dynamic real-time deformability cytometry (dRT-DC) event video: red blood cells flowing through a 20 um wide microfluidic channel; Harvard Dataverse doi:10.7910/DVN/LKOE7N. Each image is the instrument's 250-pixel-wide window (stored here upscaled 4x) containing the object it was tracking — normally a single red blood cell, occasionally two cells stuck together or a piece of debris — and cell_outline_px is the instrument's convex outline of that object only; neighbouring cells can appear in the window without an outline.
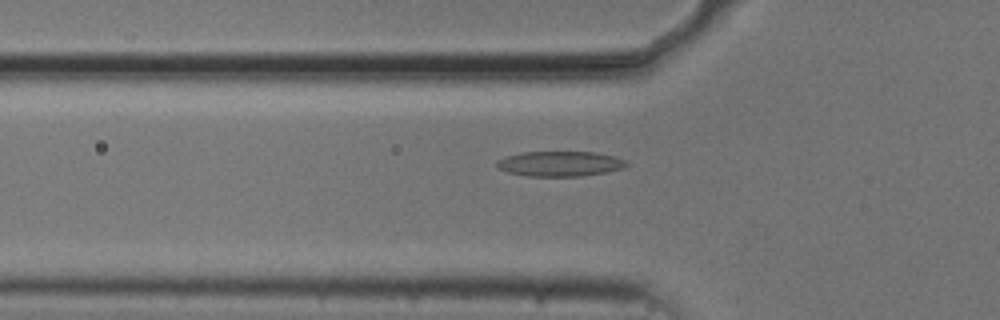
{"species": "common noctule bat (a hibernating species)", "species_latin": "Nyctalus noctula", "temperature_condition": "cold", "stored_images_in_passage": 47, "camera_frame_rate_fps": 3000, "um_per_image_px": 0.085, "animal": {"sex": "male", "body_mass_g": 20.5, "forearm_length_mm": 52.5}, "frame": {"image": 1, "passage_image": 18, "time_ms": 5.667, "image_size_px": [1000, 320], "cell_outline_px": [[628, 164], [624, 168], [608, 172], [580, 176], [524, 176], [508, 172], [496, 168], [496, 160], [508, 156], [524, 152], [596, 152], [616, 156], [628, 160]], "centroid_in_image_um": [47.63, 13.92], "position_along_channel_um": 78.2, "area_um2": 19.19}}
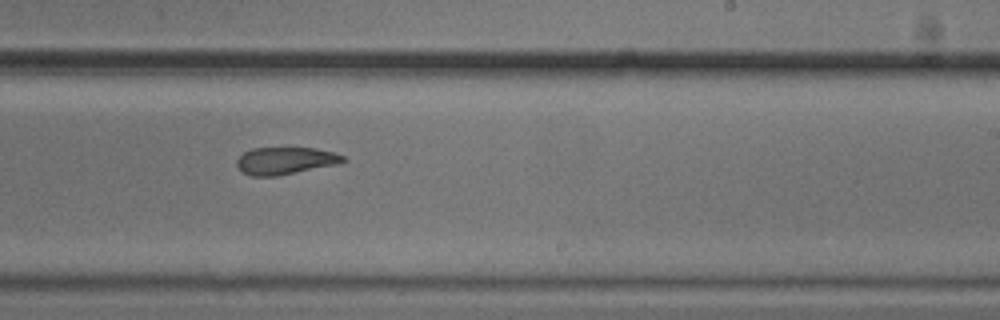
{"frame": {"image": 2, "passage_image": 33, "time_ms": 10.667, "image_size_px": [1000, 320], "cell_outline_px": [[348, 160], [336, 164], [276, 176], [252, 176], [240, 172], [236, 164], [236, 160], [244, 152], [252, 148], [316, 148], [336, 152], [344, 156]], "centroid_in_image_um": [24.24, 13.65], "position_along_channel_um": 264.8, "area_um2": 16.94}}
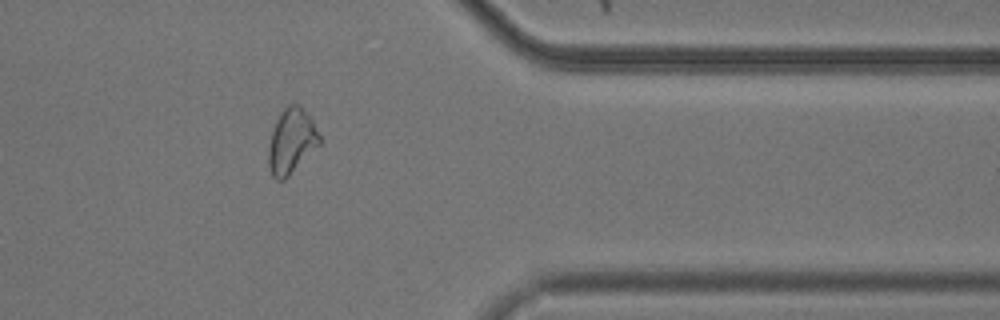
{"frame": {"image": 3, "passage_image": 44, "time_ms": 14.333, "image_size_px": [1000, 320], "cell_outline_px": [[320, 144], [284, 180], [276, 180], [272, 176], [268, 164], [268, 144], [276, 120], [280, 112], [288, 104], [300, 104], [308, 112], [320, 136]], "centroid_in_image_um": [24.76, 11.97], "position_along_channel_um": 386.6, "area_um2": 19.36}, "authors_computed_cell_mechanics": {"area_um2": 18.496, "velocity_mm_per_s": 3.714, "shape_relaxation_time_tau1_ms": null, "shape_relaxation_time_tau2_ms": 3.3536, "deformation_change_tau1": null, "deformation_change_tau2": 0.1022}}